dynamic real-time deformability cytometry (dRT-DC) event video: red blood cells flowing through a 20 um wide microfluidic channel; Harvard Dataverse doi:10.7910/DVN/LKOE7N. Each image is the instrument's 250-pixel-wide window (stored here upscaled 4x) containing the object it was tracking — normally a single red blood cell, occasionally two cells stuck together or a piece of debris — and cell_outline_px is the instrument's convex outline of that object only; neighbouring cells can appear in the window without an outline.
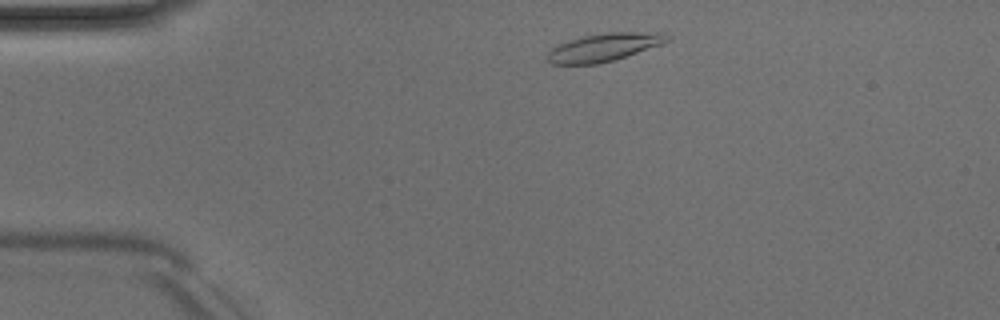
{"species": "Egyptian fruit bat (a non-hibernating species)", "species_latin": "Rousettus aegyptiacus", "temperature_condition": "room temperature", "stored_images_in_passage": 43, "camera_frame_rate_fps": 3000, "um_per_image_px": 0.085, "animal": {"sex": "male"}, "frame": {"image": 1, "passage_image": 3, "time_ms": 0.667, "image_size_px": [1000, 320], "cell_outline_px": [[672, 40], [616, 60], [596, 64], [552, 64], [548, 60], [548, 52], [552, 48], [568, 40], [580, 36], [604, 32], [664, 32], [672, 36]], "centroid_in_image_um": [51.4, 4.0], "position_along_channel_um": 33.6, "area_um2": 19.77}}
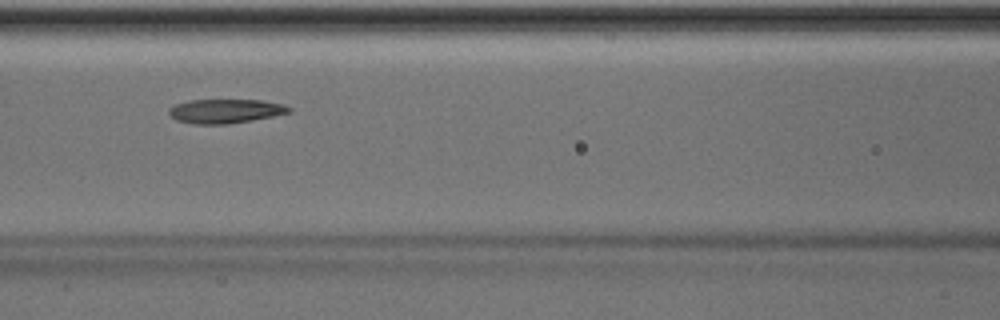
{"frame": {"image": 2, "passage_image": 15, "time_ms": 4.667, "image_size_px": [1000, 320], "cell_outline_px": [[292, 112], [252, 120], [228, 124], [192, 124], [176, 120], [168, 112], [168, 108], [176, 104], [188, 100], [260, 100], [280, 104], [292, 108]], "centroid_in_image_um": [19.12, 9.45], "position_along_channel_um": 147.5, "area_um2": 16.82}}
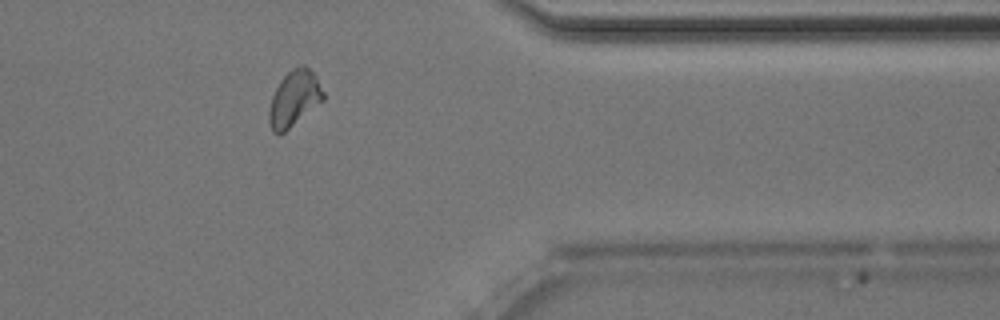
{"frame": {"image": 3, "passage_image": 34, "time_ms": 11.0, "image_size_px": [1000, 320], "cell_outline_px": [[324, 100], [280, 136], [276, 136], [272, 132], [268, 120], [268, 112], [272, 96], [280, 80], [292, 68], [300, 64], [304, 64], [316, 76], [324, 92]], "centroid_in_image_um": [24.99, 8.4], "position_along_channel_um": 386.4, "area_um2": 17.86}, "authors_computed_cell_mechanics": {"area_um2": 17.4556, "velocity_mm_per_s": 3.9959, "shape_relaxation_time_tau1_ms": 6.0991, "shape_relaxation_time_tau2_ms": 2.6855, "deformation_change_tau1": 0.2062, "deformation_change_tau2": 0.0903}}